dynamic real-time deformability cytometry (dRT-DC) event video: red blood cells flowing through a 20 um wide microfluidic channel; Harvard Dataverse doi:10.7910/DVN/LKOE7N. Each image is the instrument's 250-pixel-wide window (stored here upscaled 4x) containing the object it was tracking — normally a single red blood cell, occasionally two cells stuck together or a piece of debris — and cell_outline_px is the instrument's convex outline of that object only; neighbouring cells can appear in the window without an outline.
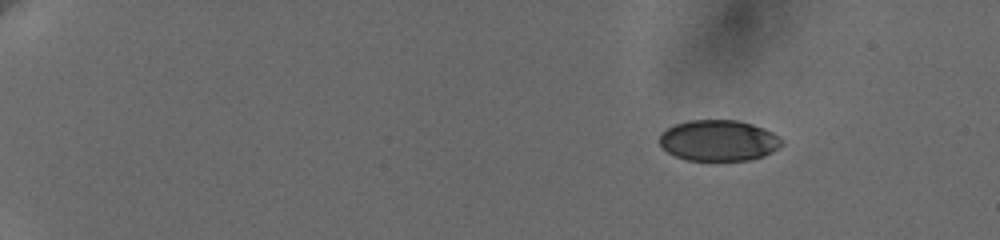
{"species": "human", "species_latin": "Homo sapiens", "temperature_condition": "cold", "stored_images_in_passage": 21, "camera_frame_rate_fps": 3000, "um_per_image_px": 0.085, "donor": {"sex": "female"}, "frame": {"image": 1, "passage_image": 1, "time_ms": 0.0, "image_size_px": [1000, 240], "cell_outline_px": [[784, 144], [772, 152], [764, 156], [748, 160], [688, 160], [676, 156], [660, 148], [660, 136], [668, 128], [676, 124], [688, 120], [736, 120], [752, 124], [764, 128], [772, 132], [784, 140]], "centroid_in_image_um": [61.11, 11.94], "position_along_channel_um": 23.9, "area_um2": 29.19}}